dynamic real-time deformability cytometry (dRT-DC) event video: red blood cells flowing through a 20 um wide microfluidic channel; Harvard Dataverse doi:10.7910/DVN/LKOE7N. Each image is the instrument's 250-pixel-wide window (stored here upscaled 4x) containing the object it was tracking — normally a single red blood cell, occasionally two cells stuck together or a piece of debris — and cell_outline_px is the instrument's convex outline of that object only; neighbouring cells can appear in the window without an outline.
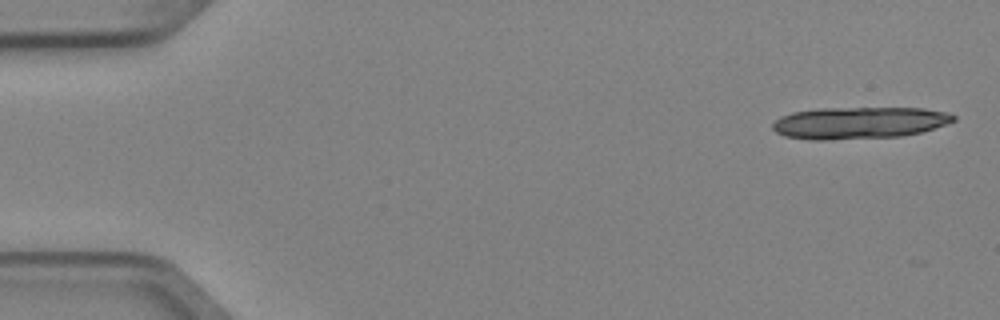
{"species": "Egyptian fruit bat (a non-hibernating species)", "species_latin": "Rousettus aegyptiacus", "temperature_condition": "cold", "stored_images_in_passage": 5, "segment_of_instrument_passage": [1, 2], "camera_frame_rate_fps": 3000, "um_per_image_px": 0.085, "animal": {"sex": "female"}, "frame": {"image": 1, "passage_image": 1, "time_ms": 0.0, "image_size_px": [1000, 320], "cell_outline_px": [[956, 120], [948, 124], [920, 132], [900, 136], [824, 140], [812, 140], [784, 136], [776, 132], [772, 128], [772, 124], [780, 116], [792, 112], [816, 108], [924, 108], [948, 112], [956, 116]], "centroid_in_image_um": [73.02, 10.43], "position_along_channel_um": 12.0, "area_um2": 33.81}}